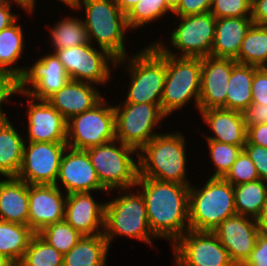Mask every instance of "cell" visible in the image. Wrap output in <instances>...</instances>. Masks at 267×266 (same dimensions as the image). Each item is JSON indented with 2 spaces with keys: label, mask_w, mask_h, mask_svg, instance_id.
I'll return each instance as SVG.
<instances>
[{
  "label": "cell",
  "mask_w": 267,
  "mask_h": 266,
  "mask_svg": "<svg viewBox=\"0 0 267 266\" xmlns=\"http://www.w3.org/2000/svg\"><path fill=\"white\" fill-rule=\"evenodd\" d=\"M137 188L145 201L149 228L171 246L189 229V185L138 177Z\"/></svg>",
  "instance_id": "1"
},
{
  "label": "cell",
  "mask_w": 267,
  "mask_h": 266,
  "mask_svg": "<svg viewBox=\"0 0 267 266\" xmlns=\"http://www.w3.org/2000/svg\"><path fill=\"white\" fill-rule=\"evenodd\" d=\"M176 131L168 130L154 136L138 152V177L189 186L192 184L187 169V138L180 130Z\"/></svg>",
  "instance_id": "2"
},
{
  "label": "cell",
  "mask_w": 267,
  "mask_h": 266,
  "mask_svg": "<svg viewBox=\"0 0 267 266\" xmlns=\"http://www.w3.org/2000/svg\"><path fill=\"white\" fill-rule=\"evenodd\" d=\"M125 66L129 75L125 103L157 104L161 98L166 78V54L153 42L146 44L138 52L116 62L115 68Z\"/></svg>",
  "instance_id": "3"
},
{
  "label": "cell",
  "mask_w": 267,
  "mask_h": 266,
  "mask_svg": "<svg viewBox=\"0 0 267 266\" xmlns=\"http://www.w3.org/2000/svg\"><path fill=\"white\" fill-rule=\"evenodd\" d=\"M82 10L85 16L81 18L91 44L107 51L117 61L130 55L125 38L131 31L126 14L114 0H81L75 9L69 11H72L70 14L75 11L77 16V12Z\"/></svg>",
  "instance_id": "4"
},
{
  "label": "cell",
  "mask_w": 267,
  "mask_h": 266,
  "mask_svg": "<svg viewBox=\"0 0 267 266\" xmlns=\"http://www.w3.org/2000/svg\"><path fill=\"white\" fill-rule=\"evenodd\" d=\"M133 188L108 192L118 194L105 200L104 236L110 246L114 239L123 236L148 244L151 248L157 247L153 239H158L149 228L144 198L137 188Z\"/></svg>",
  "instance_id": "5"
},
{
  "label": "cell",
  "mask_w": 267,
  "mask_h": 266,
  "mask_svg": "<svg viewBox=\"0 0 267 266\" xmlns=\"http://www.w3.org/2000/svg\"><path fill=\"white\" fill-rule=\"evenodd\" d=\"M189 188V227L212 232L225 219L237 215L234 186L223 178H209Z\"/></svg>",
  "instance_id": "6"
},
{
  "label": "cell",
  "mask_w": 267,
  "mask_h": 266,
  "mask_svg": "<svg viewBox=\"0 0 267 266\" xmlns=\"http://www.w3.org/2000/svg\"><path fill=\"white\" fill-rule=\"evenodd\" d=\"M202 58L176 57L166 54V78L161 98V110L170 118L175 111L193 103L199 112Z\"/></svg>",
  "instance_id": "7"
},
{
  "label": "cell",
  "mask_w": 267,
  "mask_h": 266,
  "mask_svg": "<svg viewBox=\"0 0 267 266\" xmlns=\"http://www.w3.org/2000/svg\"><path fill=\"white\" fill-rule=\"evenodd\" d=\"M85 151L107 193L135 187L139 175L136 149L114 139Z\"/></svg>",
  "instance_id": "8"
},
{
  "label": "cell",
  "mask_w": 267,
  "mask_h": 266,
  "mask_svg": "<svg viewBox=\"0 0 267 266\" xmlns=\"http://www.w3.org/2000/svg\"><path fill=\"white\" fill-rule=\"evenodd\" d=\"M172 18L175 19H173L175 26L172 29L168 28L172 30L168 34V36L170 35V38L167 39L169 42L166 43L157 38L158 40L150 43L154 42L165 54L176 57L202 58L209 56L215 39V16L207 12L188 16H173ZM177 19L178 21H176Z\"/></svg>",
  "instance_id": "9"
},
{
  "label": "cell",
  "mask_w": 267,
  "mask_h": 266,
  "mask_svg": "<svg viewBox=\"0 0 267 266\" xmlns=\"http://www.w3.org/2000/svg\"><path fill=\"white\" fill-rule=\"evenodd\" d=\"M118 103L113 105L115 139L139 152L154 136L160 134L157 131L168 117L157 104H134L124 101Z\"/></svg>",
  "instance_id": "10"
},
{
  "label": "cell",
  "mask_w": 267,
  "mask_h": 266,
  "mask_svg": "<svg viewBox=\"0 0 267 266\" xmlns=\"http://www.w3.org/2000/svg\"><path fill=\"white\" fill-rule=\"evenodd\" d=\"M115 139V111L104 97L92 109L67 121V146L86 150Z\"/></svg>",
  "instance_id": "11"
},
{
  "label": "cell",
  "mask_w": 267,
  "mask_h": 266,
  "mask_svg": "<svg viewBox=\"0 0 267 266\" xmlns=\"http://www.w3.org/2000/svg\"><path fill=\"white\" fill-rule=\"evenodd\" d=\"M70 80L103 86L113 81L117 60L93 44H83L54 52ZM113 76V78H112Z\"/></svg>",
  "instance_id": "12"
},
{
  "label": "cell",
  "mask_w": 267,
  "mask_h": 266,
  "mask_svg": "<svg viewBox=\"0 0 267 266\" xmlns=\"http://www.w3.org/2000/svg\"><path fill=\"white\" fill-rule=\"evenodd\" d=\"M171 247L174 266H236L210 231L189 229Z\"/></svg>",
  "instance_id": "13"
},
{
  "label": "cell",
  "mask_w": 267,
  "mask_h": 266,
  "mask_svg": "<svg viewBox=\"0 0 267 266\" xmlns=\"http://www.w3.org/2000/svg\"><path fill=\"white\" fill-rule=\"evenodd\" d=\"M66 143L25 142L18 179L28 185H55Z\"/></svg>",
  "instance_id": "14"
},
{
  "label": "cell",
  "mask_w": 267,
  "mask_h": 266,
  "mask_svg": "<svg viewBox=\"0 0 267 266\" xmlns=\"http://www.w3.org/2000/svg\"><path fill=\"white\" fill-rule=\"evenodd\" d=\"M27 99L25 142H67V120L47 101L19 92Z\"/></svg>",
  "instance_id": "15"
},
{
  "label": "cell",
  "mask_w": 267,
  "mask_h": 266,
  "mask_svg": "<svg viewBox=\"0 0 267 266\" xmlns=\"http://www.w3.org/2000/svg\"><path fill=\"white\" fill-rule=\"evenodd\" d=\"M48 53V54H47ZM47 53L32 61L20 78V91L39 100H47L69 80L63 64L54 53Z\"/></svg>",
  "instance_id": "16"
},
{
  "label": "cell",
  "mask_w": 267,
  "mask_h": 266,
  "mask_svg": "<svg viewBox=\"0 0 267 266\" xmlns=\"http://www.w3.org/2000/svg\"><path fill=\"white\" fill-rule=\"evenodd\" d=\"M55 185L65 194L82 192L97 193L98 191L99 194H108L100 184V180L91 164L88 153L85 150H77L69 147L66 148L62 156L59 175Z\"/></svg>",
  "instance_id": "17"
},
{
  "label": "cell",
  "mask_w": 267,
  "mask_h": 266,
  "mask_svg": "<svg viewBox=\"0 0 267 266\" xmlns=\"http://www.w3.org/2000/svg\"><path fill=\"white\" fill-rule=\"evenodd\" d=\"M212 232L236 266L244 264L250 257L260 233L257 219L242 215L225 219Z\"/></svg>",
  "instance_id": "18"
},
{
  "label": "cell",
  "mask_w": 267,
  "mask_h": 266,
  "mask_svg": "<svg viewBox=\"0 0 267 266\" xmlns=\"http://www.w3.org/2000/svg\"><path fill=\"white\" fill-rule=\"evenodd\" d=\"M237 61L233 58L202 57L199 110L226 109L228 82Z\"/></svg>",
  "instance_id": "19"
},
{
  "label": "cell",
  "mask_w": 267,
  "mask_h": 266,
  "mask_svg": "<svg viewBox=\"0 0 267 266\" xmlns=\"http://www.w3.org/2000/svg\"><path fill=\"white\" fill-rule=\"evenodd\" d=\"M67 194L56 185H29L28 226L37 234L65 216Z\"/></svg>",
  "instance_id": "20"
},
{
  "label": "cell",
  "mask_w": 267,
  "mask_h": 266,
  "mask_svg": "<svg viewBox=\"0 0 267 266\" xmlns=\"http://www.w3.org/2000/svg\"><path fill=\"white\" fill-rule=\"evenodd\" d=\"M94 195V192L67 194L64 220L82 236L104 233L106 201L100 202Z\"/></svg>",
  "instance_id": "21"
},
{
  "label": "cell",
  "mask_w": 267,
  "mask_h": 266,
  "mask_svg": "<svg viewBox=\"0 0 267 266\" xmlns=\"http://www.w3.org/2000/svg\"><path fill=\"white\" fill-rule=\"evenodd\" d=\"M203 124L210 129L211 134L202 131L201 135L206 140L232 144L244 147L247 142V127L243 112L223 108H210L199 110ZM213 135V136H211Z\"/></svg>",
  "instance_id": "22"
},
{
  "label": "cell",
  "mask_w": 267,
  "mask_h": 266,
  "mask_svg": "<svg viewBox=\"0 0 267 266\" xmlns=\"http://www.w3.org/2000/svg\"><path fill=\"white\" fill-rule=\"evenodd\" d=\"M89 82L68 80L47 101L68 121L71 117L92 109L104 97L98 85Z\"/></svg>",
  "instance_id": "23"
},
{
  "label": "cell",
  "mask_w": 267,
  "mask_h": 266,
  "mask_svg": "<svg viewBox=\"0 0 267 266\" xmlns=\"http://www.w3.org/2000/svg\"><path fill=\"white\" fill-rule=\"evenodd\" d=\"M29 185L16 178H0V220L28 226Z\"/></svg>",
  "instance_id": "24"
},
{
  "label": "cell",
  "mask_w": 267,
  "mask_h": 266,
  "mask_svg": "<svg viewBox=\"0 0 267 266\" xmlns=\"http://www.w3.org/2000/svg\"><path fill=\"white\" fill-rule=\"evenodd\" d=\"M253 24L251 17L216 19L215 39L210 56L235 59L246 33Z\"/></svg>",
  "instance_id": "25"
},
{
  "label": "cell",
  "mask_w": 267,
  "mask_h": 266,
  "mask_svg": "<svg viewBox=\"0 0 267 266\" xmlns=\"http://www.w3.org/2000/svg\"><path fill=\"white\" fill-rule=\"evenodd\" d=\"M14 121H0V178L17 177L23 159L24 132Z\"/></svg>",
  "instance_id": "26"
},
{
  "label": "cell",
  "mask_w": 267,
  "mask_h": 266,
  "mask_svg": "<svg viewBox=\"0 0 267 266\" xmlns=\"http://www.w3.org/2000/svg\"><path fill=\"white\" fill-rule=\"evenodd\" d=\"M19 20L0 31V68L21 78L25 73L26 66L24 67L21 64L18 66V64L26 55L24 53H26L27 43L25 42L27 38L24 36L26 32H24L25 29L23 30V25Z\"/></svg>",
  "instance_id": "27"
},
{
  "label": "cell",
  "mask_w": 267,
  "mask_h": 266,
  "mask_svg": "<svg viewBox=\"0 0 267 266\" xmlns=\"http://www.w3.org/2000/svg\"><path fill=\"white\" fill-rule=\"evenodd\" d=\"M110 248L104 233L82 236L78 243L63 255V266H108Z\"/></svg>",
  "instance_id": "28"
},
{
  "label": "cell",
  "mask_w": 267,
  "mask_h": 266,
  "mask_svg": "<svg viewBox=\"0 0 267 266\" xmlns=\"http://www.w3.org/2000/svg\"><path fill=\"white\" fill-rule=\"evenodd\" d=\"M61 19V20H60ZM56 22V23H55ZM49 27V46L52 48L50 53L57 50L89 44L87 29L81 16L63 15Z\"/></svg>",
  "instance_id": "29"
},
{
  "label": "cell",
  "mask_w": 267,
  "mask_h": 266,
  "mask_svg": "<svg viewBox=\"0 0 267 266\" xmlns=\"http://www.w3.org/2000/svg\"><path fill=\"white\" fill-rule=\"evenodd\" d=\"M259 67L237 63L228 82L226 109L243 112L252 103V81Z\"/></svg>",
  "instance_id": "30"
},
{
  "label": "cell",
  "mask_w": 267,
  "mask_h": 266,
  "mask_svg": "<svg viewBox=\"0 0 267 266\" xmlns=\"http://www.w3.org/2000/svg\"><path fill=\"white\" fill-rule=\"evenodd\" d=\"M35 234L27 225L0 220V254L18 265Z\"/></svg>",
  "instance_id": "31"
},
{
  "label": "cell",
  "mask_w": 267,
  "mask_h": 266,
  "mask_svg": "<svg viewBox=\"0 0 267 266\" xmlns=\"http://www.w3.org/2000/svg\"><path fill=\"white\" fill-rule=\"evenodd\" d=\"M237 215L257 219L267 200V182L255 180L234 186Z\"/></svg>",
  "instance_id": "32"
},
{
  "label": "cell",
  "mask_w": 267,
  "mask_h": 266,
  "mask_svg": "<svg viewBox=\"0 0 267 266\" xmlns=\"http://www.w3.org/2000/svg\"><path fill=\"white\" fill-rule=\"evenodd\" d=\"M237 63L267 67V26L253 24L241 43Z\"/></svg>",
  "instance_id": "33"
},
{
  "label": "cell",
  "mask_w": 267,
  "mask_h": 266,
  "mask_svg": "<svg viewBox=\"0 0 267 266\" xmlns=\"http://www.w3.org/2000/svg\"><path fill=\"white\" fill-rule=\"evenodd\" d=\"M165 15L173 16V12L166 6L164 0H139L126 14V22L132 33L147 28V24L152 23L154 27V23L167 18Z\"/></svg>",
  "instance_id": "34"
},
{
  "label": "cell",
  "mask_w": 267,
  "mask_h": 266,
  "mask_svg": "<svg viewBox=\"0 0 267 266\" xmlns=\"http://www.w3.org/2000/svg\"><path fill=\"white\" fill-rule=\"evenodd\" d=\"M17 266H63V254L35 234Z\"/></svg>",
  "instance_id": "35"
},
{
  "label": "cell",
  "mask_w": 267,
  "mask_h": 266,
  "mask_svg": "<svg viewBox=\"0 0 267 266\" xmlns=\"http://www.w3.org/2000/svg\"><path fill=\"white\" fill-rule=\"evenodd\" d=\"M37 234L63 255L82 238V235L65 220L47 225Z\"/></svg>",
  "instance_id": "36"
},
{
  "label": "cell",
  "mask_w": 267,
  "mask_h": 266,
  "mask_svg": "<svg viewBox=\"0 0 267 266\" xmlns=\"http://www.w3.org/2000/svg\"><path fill=\"white\" fill-rule=\"evenodd\" d=\"M208 145V157L213 166V174L209 178H223L230 170L244 147L205 140Z\"/></svg>",
  "instance_id": "37"
},
{
  "label": "cell",
  "mask_w": 267,
  "mask_h": 266,
  "mask_svg": "<svg viewBox=\"0 0 267 266\" xmlns=\"http://www.w3.org/2000/svg\"><path fill=\"white\" fill-rule=\"evenodd\" d=\"M223 179L233 186L259 179L256 166L244 149Z\"/></svg>",
  "instance_id": "38"
},
{
  "label": "cell",
  "mask_w": 267,
  "mask_h": 266,
  "mask_svg": "<svg viewBox=\"0 0 267 266\" xmlns=\"http://www.w3.org/2000/svg\"><path fill=\"white\" fill-rule=\"evenodd\" d=\"M252 0H212L210 13L216 19L226 17H251Z\"/></svg>",
  "instance_id": "39"
},
{
  "label": "cell",
  "mask_w": 267,
  "mask_h": 266,
  "mask_svg": "<svg viewBox=\"0 0 267 266\" xmlns=\"http://www.w3.org/2000/svg\"><path fill=\"white\" fill-rule=\"evenodd\" d=\"M19 92L20 78L11 72L0 71V121L10 119L8 117V113L5 112L4 108L8 102V105L13 103V98H17L14 96L19 97Z\"/></svg>",
  "instance_id": "40"
},
{
  "label": "cell",
  "mask_w": 267,
  "mask_h": 266,
  "mask_svg": "<svg viewBox=\"0 0 267 266\" xmlns=\"http://www.w3.org/2000/svg\"><path fill=\"white\" fill-rule=\"evenodd\" d=\"M13 3L18 7V10L21 9V12L24 11L26 15L32 17L34 14L36 15V13L27 10V7L18 0H0V31L11 26L20 18L18 13L13 12L12 8L15 7Z\"/></svg>",
  "instance_id": "41"
},
{
  "label": "cell",
  "mask_w": 267,
  "mask_h": 266,
  "mask_svg": "<svg viewBox=\"0 0 267 266\" xmlns=\"http://www.w3.org/2000/svg\"><path fill=\"white\" fill-rule=\"evenodd\" d=\"M243 149L255 164L259 179L267 182V148L245 144Z\"/></svg>",
  "instance_id": "42"
},
{
  "label": "cell",
  "mask_w": 267,
  "mask_h": 266,
  "mask_svg": "<svg viewBox=\"0 0 267 266\" xmlns=\"http://www.w3.org/2000/svg\"><path fill=\"white\" fill-rule=\"evenodd\" d=\"M252 103L267 105V67H260L252 81Z\"/></svg>",
  "instance_id": "43"
},
{
  "label": "cell",
  "mask_w": 267,
  "mask_h": 266,
  "mask_svg": "<svg viewBox=\"0 0 267 266\" xmlns=\"http://www.w3.org/2000/svg\"><path fill=\"white\" fill-rule=\"evenodd\" d=\"M212 0H181L173 16H188L210 12Z\"/></svg>",
  "instance_id": "44"
},
{
  "label": "cell",
  "mask_w": 267,
  "mask_h": 266,
  "mask_svg": "<svg viewBox=\"0 0 267 266\" xmlns=\"http://www.w3.org/2000/svg\"><path fill=\"white\" fill-rule=\"evenodd\" d=\"M244 266H267V235L259 233L254 249Z\"/></svg>",
  "instance_id": "45"
},
{
  "label": "cell",
  "mask_w": 267,
  "mask_h": 266,
  "mask_svg": "<svg viewBox=\"0 0 267 266\" xmlns=\"http://www.w3.org/2000/svg\"><path fill=\"white\" fill-rule=\"evenodd\" d=\"M246 127L267 123V105L251 103L244 111Z\"/></svg>",
  "instance_id": "46"
},
{
  "label": "cell",
  "mask_w": 267,
  "mask_h": 266,
  "mask_svg": "<svg viewBox=\"0 0 267 266\" xmlns=\"http://www.w3.org/2000/svg\"><path fill=\"white\" fill-rule=\"evenodd\" d=\"M246 144H254L267 148V123L248 126Z\"/></svg>",
  "instance_id": "47"
},
{
  "label": "cell",
  "mask_w": 267,
  "mask_h": 266,
  "mask_svg": "<svg viewBox=\"0 0 267 266\" xmlns=\"http://www.w3.org/2000/svg\"><path fill=\"white\" fill-rule=\"evenodd\" d=\"M251 18L254 24L267 26V0H252Z\"/></svg>",
  "instance_id": "48"
},
{
  "label": "cell",
  "mask_w": 267,
  "mask_h": 266,
  "mask_svg": "<svg viewBox=\"0 0 267 266\" xmlns=\"http://www.w3.org/2000/svg\"><path fill=\"white\" fill-rule=\"evenodd\" d=\"M81 0H56L55 2L59 3V2H62L63 5L67 6V8H70V9H75L79 2ZM37 2L38 0H32L26 7H27V10L31 11V12H35L37 11Z\"/></svg>",
  "instance_id": "49"
},
{
  "label": "cell",
  "mask_w": 267,
  "mask_h": 266,
  "mask_svg": "<svg viewBox=\"0 0 267 266\" xmlns=\"http://www.w3.org/2000/svg\"><path fill=\"white\" fill-rule=\"evenodd\" d=\"M257 224L260 233L267 235V200L263 206L260 216L257 218Z\"/></svg>",
  "instance_id": "50"
},
{
  "label": "cell",
  "mask_w": 267,
  "mask_h": 266,
  "mask_svg": "<svg viewBox=\"0 0 267 266\" xmlns=\"http://www.w3.org/2000/svg\"><path fill=\"white\" fill-rule=\"evenodd\" d=\"M139 0H114L120 10L127 14Z\"/></svg>",
  "instance_id": "51"
},
{
  "label": "cell",
  "mask_w": 267,
  "mask_h": 266,
  "mask_svg": "<svg viewBox=\"0 0 267 266\" xmlns=\"http://www.w3.org/2000/svg\"><path fill=\"white\" fill-rule=\"evenodd\" d=\"M0 266H17V265L7 256L0 254Z\"/></svg>",
  "instance_id": "52"
},
{
  "label": "cell",
  "mask_w": 267,
  "mask_h": 266,
  "mask_svg": "<svg viewBox=\"0 0 267 266\" xmlns=\"http://www.w3.org/2000/svg\"><path fill=\"white\" fill-rule=\"evenodd\" d=\"M165 1V3H166V6L172 11V12H174L177 8H178V6H179V4H180V2H181V0H164Z\"/></svg>",
  "instance_id": "53"
},
{
  "label": "cell",
  "mask_w": 267,
  "mask_h": 266,
  "mask_svg": "<svg viewBox=\"0 0 267 266\" xmlns=\"http://www.w3.org/2000/svg\"><path fill=\"white\" fill-rule=\"evenodd\" d=\"M22 2L25 6H27L32 0H18Z\"/></svg>",
  "instance_id": "54"
}]
</instances>
